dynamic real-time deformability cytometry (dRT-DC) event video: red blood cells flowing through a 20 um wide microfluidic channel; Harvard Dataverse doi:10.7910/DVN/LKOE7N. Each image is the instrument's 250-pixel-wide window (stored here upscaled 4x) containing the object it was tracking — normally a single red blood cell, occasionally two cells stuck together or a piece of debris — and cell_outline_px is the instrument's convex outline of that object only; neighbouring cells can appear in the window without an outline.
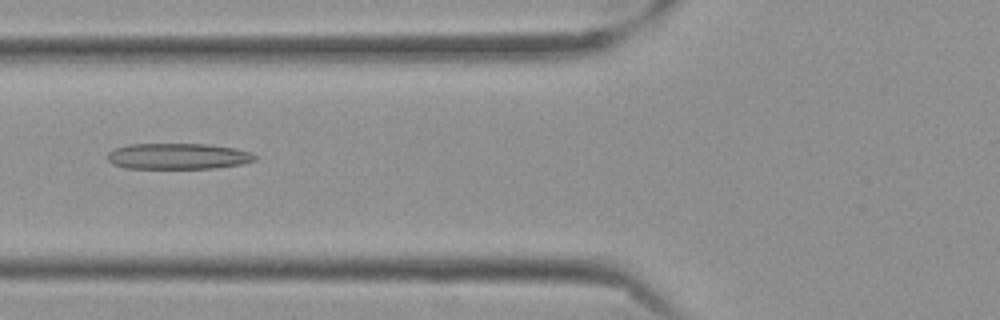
{"species": "Egyptian fruit bat (a non-hibernating species)", "species_latin": "Rousettus aegyptiacus", "temperature_condition": "cold", "stored_images_in_passage": 57, "camera_frame_rate_fps": 3000, "um_per_image_px": 0.085, "frame": {"image": 1, "passage_image": 22, "time_ms": 7.0, "image_size_px": [1000, 320], "cell_outline_px": [[256, 160], [244, 164], [216, 168], [124, 168], [112, 164], [108, 160], [108, 152], [112, 148], [128, 144], [208, 144], [236, 148], [252, 152], [256, 156]], "centroid_in_image_um": [15.14, 13.28], "position_along_channel_um": 110.7, "area_um2": 22.6}}
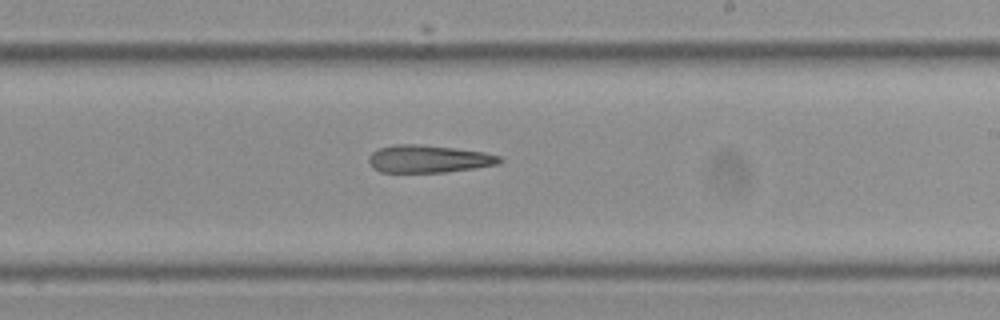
{"frame": {"image": 2, "passage_image": 34, "time_ms": 11.0, "image_size_px": [1000, 320], "cell_outline_px": [[504, 160], [500, 164], [444, 172], [380, 172], [372, 168], [368, 160], [368, 156], [372, 152], [380, 148], [392, 144], [420, 144], [484, 152], [500, 156]], "centroid_in_image_um": [36.4, 13.5], "position_along_channel_um": 252.6, "area_um2": 21.04}}
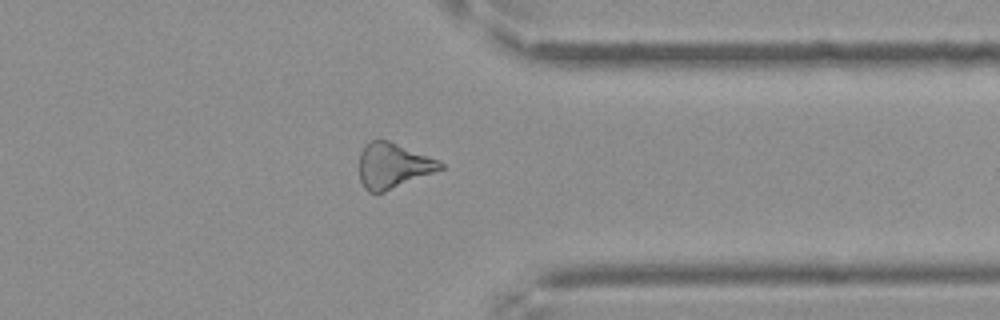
{"frame": {"image": 3, "passage_image": 45, "time_ms": 14.667, "image_size_px": [1000, 320], "cell_outline_px": [[444, 168], [384, 192], [368, 192], [364, 188], [360, 180], [360, 152], [364, 144], [372, 140], [388, 140], [440, 160], [444, 164]], "centroid_in_image_um": [33.4, 14.07], "position_along_channel_um": 378.0, "area_um2": 21.33}, "authors_computed_cell_mechanics": {"area_um2": 22.3686, "velocity_mm_per_s": 3.5316, "shape_relaxation_time_tau1_ms": null, "shape_relaxation_time_tau2_ms": 7.7477, "deformation_change_tau1": null, "deformation_change_tau2": 0.2325}}